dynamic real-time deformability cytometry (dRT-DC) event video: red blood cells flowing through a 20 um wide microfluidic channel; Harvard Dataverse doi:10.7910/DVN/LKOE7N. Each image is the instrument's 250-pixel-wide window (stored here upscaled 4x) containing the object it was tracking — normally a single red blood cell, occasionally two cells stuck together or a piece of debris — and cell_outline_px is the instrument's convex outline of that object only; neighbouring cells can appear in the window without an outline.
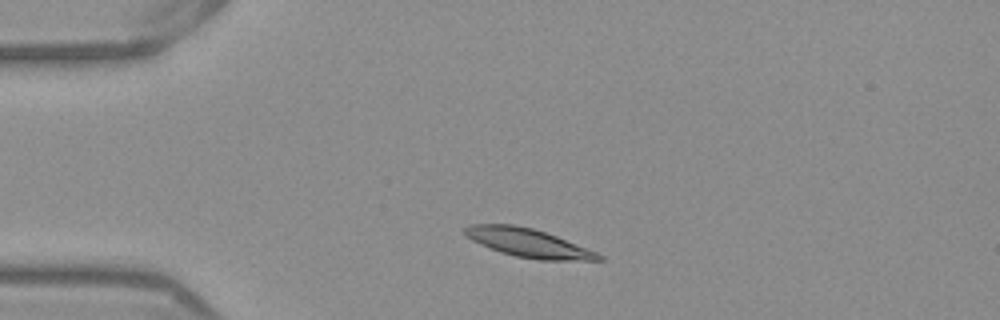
{"species": "Egyptian fruit bat (a non-hibernating species)", "species_latin": "Rousettus aegyptiacus", "temperature_condition": "warm", "stored_images_in_passage": 41, "camera_frame_rate_fps": 3000, "um_per_image_px": 0.085, "frame": {"image": 1, "passage_image": 1, "time_ms": 0.0, "image_size_px": [1000, 320], "cell_outline_px": [[604, 260], [540, 260], [516, 256], [500, 252], [480, 244], [472, 240], [464, 232], [464, 228], [468, 224], [516, 224], [532, 228], [556, 236], [596, 252], [604, 256]], "centroid_in_image_um": [44.88, 20.64], "position_along_channel_um": 40.1, "area_um2": 22.02}}
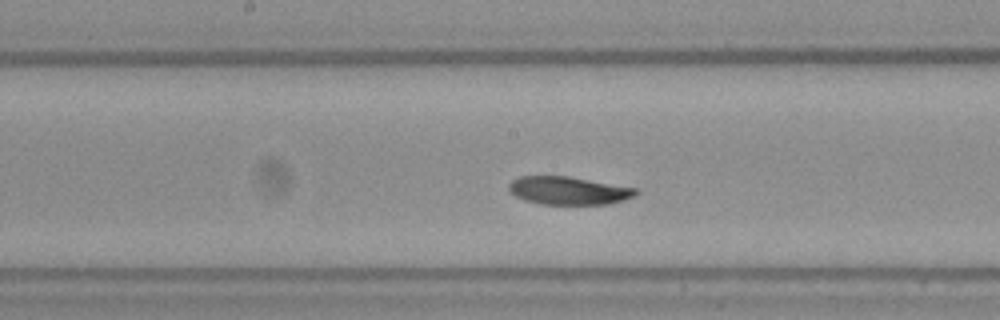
{"frame": {"image": 2, "passage_image": 16, "time_ms": 5.0, "image_size_px": [1000, 320], "cell_outline_px": [[640, 192], [636, 196], [624, 200], [608, 204], [540, 204], [524, 200], [516, 196], [508, 188], [508, 184], [512, 180], [520, 176], [568, 176], [636, 188]], "centroid_in_image_um": [48.34, 16.2], "position_along_channel_um": 199.9, "area_um2": 20.75}}
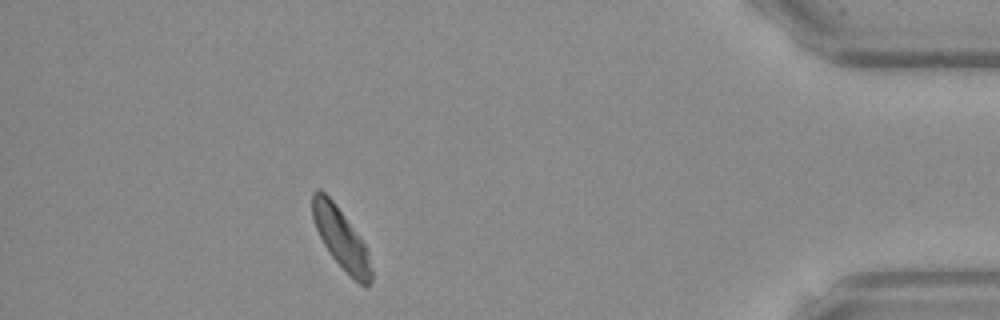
{"frame": {"image": 3, "passage_image": 36, "time_ms": 11.667, "image_size_px": [1000, 320], "cell_outline_px": [[372, 280], [368, 288], [364, 288], [332, 256], [324, 244], [316, 228], [312, 216], [312, 192], [316, 188], [320, 188], [336, 204], [364, 244], [368, 252], [372, 272]], "centroid_in_image_um": [28.98, 20.24], "position_along_channel_um": 406.2, "area_um2": 20.29}, "authors_computed_cell_mechanics": {"area_um2": 21.4438, "velocity_mm_per_s": 3.8315, "shape_relaxation_time_tau1_ms": 7.5366, "shape_relaxation_time_tau2_ms": 10.1576, "deformation_change_tau1": 0.1487, "deformation_change_tau2": 0.1345}}